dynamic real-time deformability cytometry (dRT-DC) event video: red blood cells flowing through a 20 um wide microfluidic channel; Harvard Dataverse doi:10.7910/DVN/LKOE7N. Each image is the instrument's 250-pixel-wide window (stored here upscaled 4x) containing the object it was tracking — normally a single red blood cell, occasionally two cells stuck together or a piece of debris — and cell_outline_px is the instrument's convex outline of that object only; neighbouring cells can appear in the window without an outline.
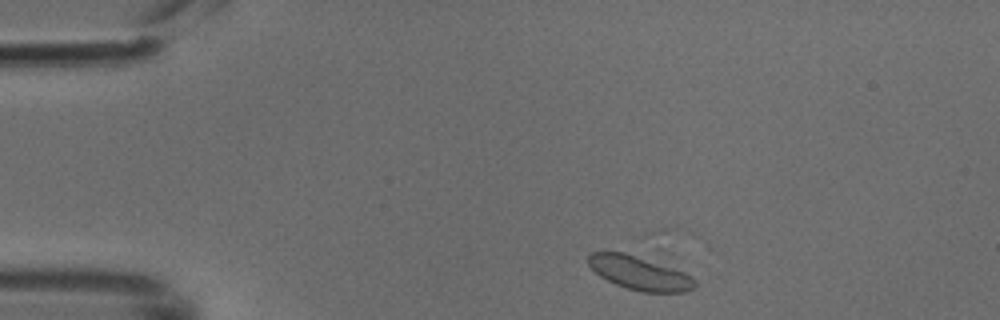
{"species": "common noctule bat (a hibernating species)", "species_latin": "Nyctalus noctula", "temperature_condition": "cold", "stored_images_in_passage": 45, "camera_frame_rate_fps": 3000, "um_per_image_px": 0.085, "animal": {"sex": "male", "body_mass_g": 18.8}, "frame": {"image": 1, "passage_image": 3, "time_ms": 0.667, "image_size_px": [1000, 320], "cell_outline_px": [[696, 284], [692, 288], [684, 292], [640, 292], [616, 284], [600, 276], [588, 264], [588, 256], [592, 252], [624, 252], [676, 256], [696, 280]], "centroid_in_image_um": [54.65, 23.07], "position_along_channel_um": 30.4, "area_um2": 23.81}}
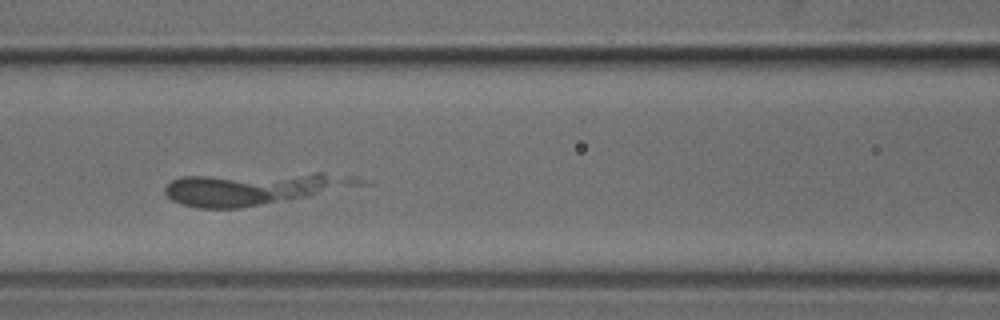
{"frame": {"image": 2, "passage_image": 16, "time_ms": 5.0, "image_size_px": [1000, 320], "cell_outline_px": [[372, 184], [288, 200], [240, 208], [196, 208], [180, 204], [172, 200], [164, 192], [164, 188], [172, 180], [180, 176], [316, 172], [324, 172], [356, 176], [368, 180]], "centroid_in_image_um": [21.68, 16.01], "position_along_channel_um": 144.9, "area_um2": 37.45}}
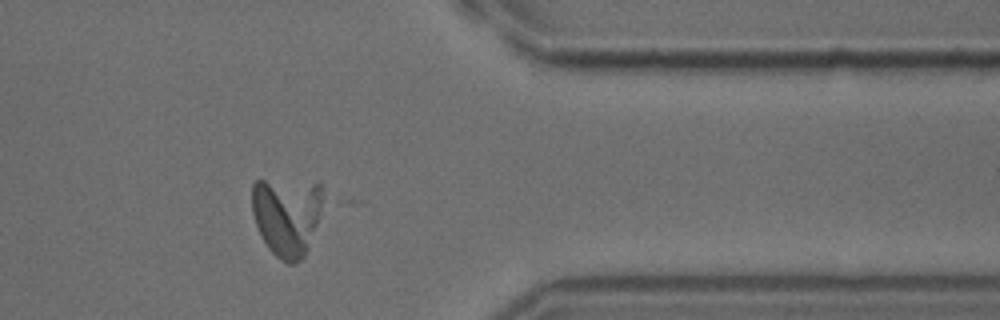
{"frame": {"image": 3, "passage_image": 35, "time_ms": 11.333, "image_size_px": [1000, 320], "cell_outline_px": [[328, 200], [308, 248], [304, 256], [296, 264], [288, 264], [280, 260], [268, 248], [256, 224], [252, 212], [252, 184], [256, 180], [320, 180]], "centroid_in_image_um": [24.49, 18.28], "position_along_channel_um": 386.9, "area_um2": 34.39}}